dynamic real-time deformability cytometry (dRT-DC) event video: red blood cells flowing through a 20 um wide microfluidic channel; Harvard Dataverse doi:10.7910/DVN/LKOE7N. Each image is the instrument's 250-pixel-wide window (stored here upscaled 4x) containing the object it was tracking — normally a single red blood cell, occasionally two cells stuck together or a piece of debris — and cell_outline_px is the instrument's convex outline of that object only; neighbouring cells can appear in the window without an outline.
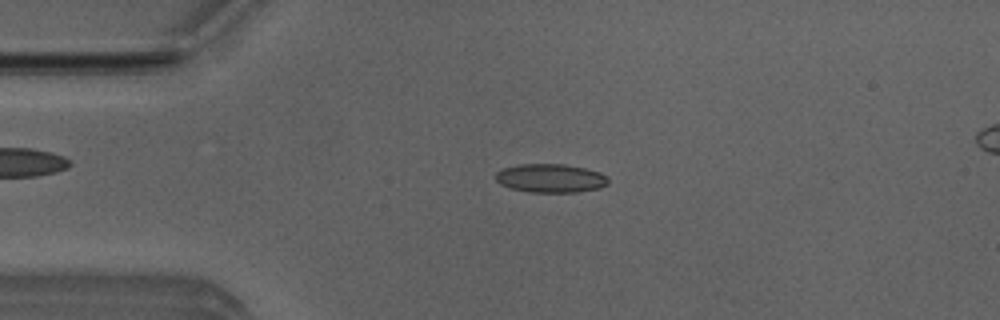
{"species": "Egyptian fruit bat (a non-hibernating species)", "species_latin": "Rousettus aegyptiacus", "temperature_condition": "room temperature", "stored_images_in_passage": 41, "camera_frame_rate_fps": 3000, "um_per_image_px": 0.085, "animal": {"sex": "male"}, "frame": {"image": 1, "passage_image": 11, "time_ms": 3.333, "image_size_px": [1000, 320], "cell_outline_px": [[608, 184], [600, 188], [576, 192], [528, 192], [512, 188], [500, 184], [496, 180], [496, 172], [504, 168], [520, 164], [564, 164], [584, 168], [600, 172], [608, 176]], "centroid_in_image_um": [46.82, 15.15], "position_along_channel_um": 38.2, "area_um2": 18.79}}
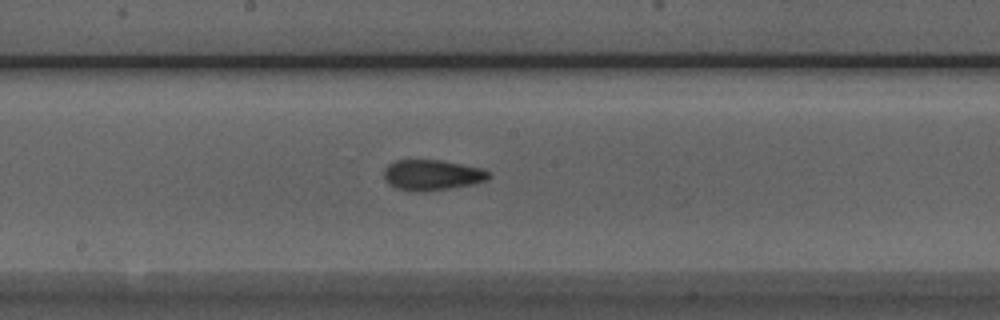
{"frame": {"image": 2, "passage_image": 26, "time_ms": 8.333, "image_size_px": [1000, 320], "cell_outline_px": [[492, 176], [488, 180], [472, 184], [424, 192], [408, 192], [396, 188], [388, 184], [384, 180], [384, 168], [388, 164], [396, 160], [440, 160], [480, 168], [488, 172]], "centroid_in_image_um": [36.67, 14.89], "position_along_channel_um": 211.5, "area_um2": 18.79}}
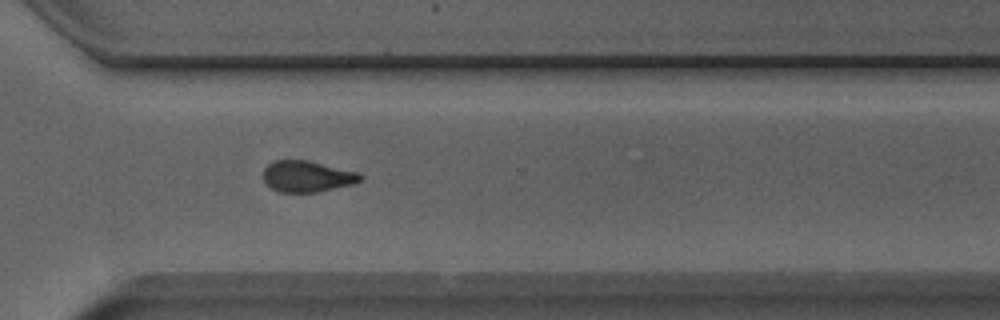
{"frame": {"image": 3, "passage_image": 36, "time_ms": 11.667, "image_size_px": [1000, 320], "cell_outline_px": [[364, 180], [356, 184], [316, 192], [280, 192], [272, 188], [264, 180], [264, 168], [268, 164], [276, 160], [308, 160], [356, 172], [364, 176]], "centroid_in_image_um": [26.15, 15.0], "position_along_channel_um": 344.4, "area_um2": 17.63}}